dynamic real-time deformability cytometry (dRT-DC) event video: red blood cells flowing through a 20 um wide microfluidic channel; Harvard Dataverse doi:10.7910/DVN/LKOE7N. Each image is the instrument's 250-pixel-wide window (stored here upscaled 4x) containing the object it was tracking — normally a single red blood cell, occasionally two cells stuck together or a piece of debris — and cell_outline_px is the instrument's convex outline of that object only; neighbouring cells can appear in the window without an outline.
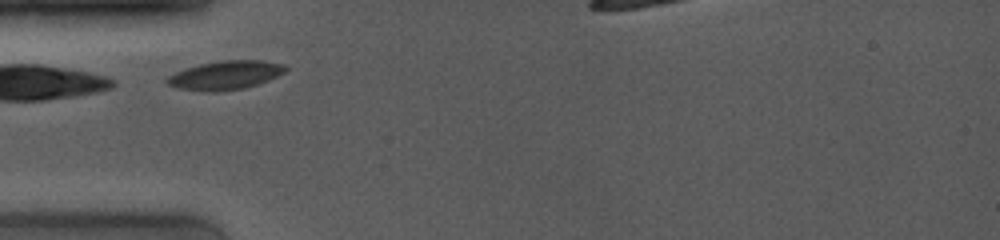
{"species": "common noctule bat (a hibernating species)", "species_latin": "Nyctalus noctula", "temperature_condition": "room temperature", "stored_images_in_passage": 20, "camera_frame_rate_fps": 4000, "um_per_image_px": 0.085, "animal": {"sex": "female", "body_mass_g": 19.0, "forearm_length_mm": 53.3}, "frame": {"image": 1, "passage_image": 1, "time_ms": 0.0, "image_size_px": [1000, 240], "cell_outline_px": [[288, 68], [284, 72], [268, 80], [244, 88], [220, 92], [204, 92], [176, 88], [168, 84], [164, 80], [168, 76], [176, 72], [200, 64], [220, 60], [260, 60], [284, 64]], "centroid_in_image_um": [19.13, 6.4], "position_along_channel_um": 65.9, "area_um2": 19.88}}